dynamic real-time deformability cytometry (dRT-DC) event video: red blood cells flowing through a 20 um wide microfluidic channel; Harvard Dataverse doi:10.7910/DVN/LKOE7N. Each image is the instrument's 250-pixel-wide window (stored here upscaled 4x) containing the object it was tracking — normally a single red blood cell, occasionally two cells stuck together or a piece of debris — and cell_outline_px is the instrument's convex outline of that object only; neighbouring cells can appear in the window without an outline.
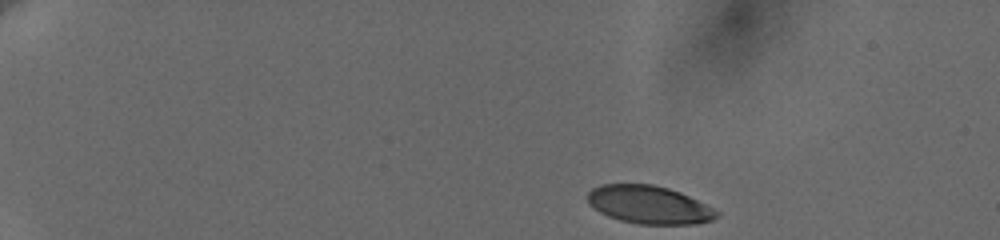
{"species": "human", "species_latin": "Homo sapiens", "temperature_condition": "cold", "stored_images_in_passage": 22, "camera_frame_rate_fps": 3000, "um_per_image_px": 0.085, "donor": {"sex": "female"}, "frame": {"image": 1, "passage_image": 1, "time_ms": 0.0, "image_size_px": [1000, 240], "cell_outline_px": [[720, 212], [712, 220], [696, 224], [640, 224], [620, 220], [608, 216], [600, 212], [588, 204], [588, 192], [592, 188], [600, 184], [652, 184], [668, 188], [680, 192]], "centroid_in_image_um": [55.13, 17.4], "position_along_channel_um": 29.9, "area_um2": 28.44}}
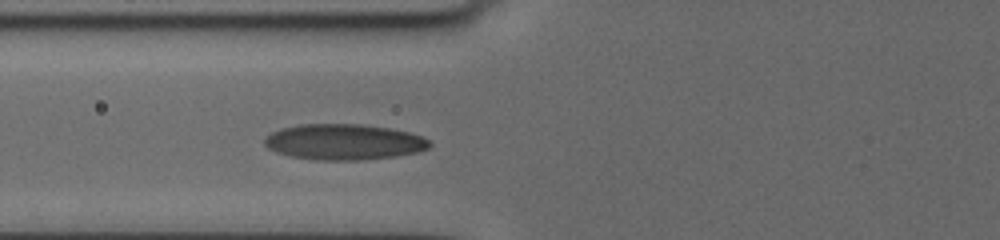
{"frame": {"image": 2, "passage_image": 13, "time_ms": 5.0, "image_size_px": [1000, 240], "cell_outline_px": [[432, 144], [428, 148], [416, 152], [396, 156], [360, 160], [320, 160], [288, 156], [276, 152], [268, 148], [264, 144], [264, 136], [280, 128], [300, 124], [360, 124], [388, 128], [408, 132], [420, 136], [428, 140]], "centroid_in_image_um": [29.18, 12.06], "position_along_channel_um": 96.6, "area_um2": 34.39}}
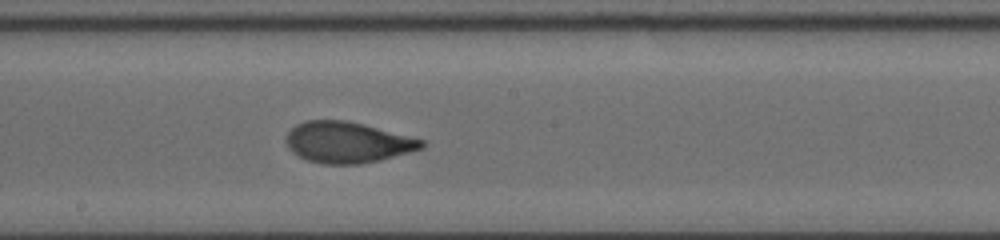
{"frame": {"image": 3, "passage_image": 22, "time_ms": 8.333, "image_size_px": [1000, 240], "cell_outline_px": [[428, 144], [424, 148], [380, 160], [360, 164], [324, 164], [308, 160], [296, 156], [288, 148], [284, 140], [288, 132], [296, 124], [304, 120], [344, 120], [428, 140]], "centroid_in_image_um": [29.54, 12.1], "position_along_channel_um": 218.7, "area_um2": 32.66}}